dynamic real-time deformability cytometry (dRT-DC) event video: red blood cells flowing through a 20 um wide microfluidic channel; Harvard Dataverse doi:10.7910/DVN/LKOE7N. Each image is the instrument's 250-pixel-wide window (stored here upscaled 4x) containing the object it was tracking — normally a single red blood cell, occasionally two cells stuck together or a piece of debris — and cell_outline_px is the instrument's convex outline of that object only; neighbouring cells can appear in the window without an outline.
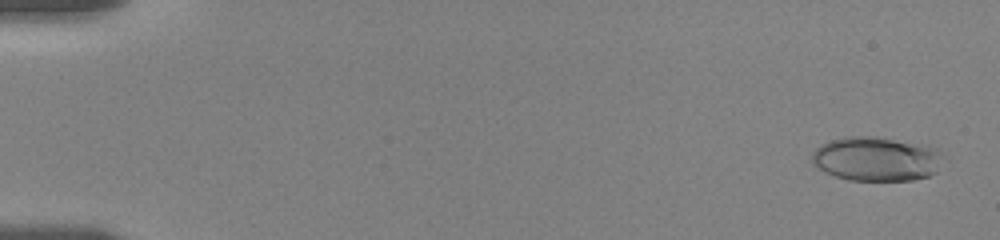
{"species": "human", "species_latin": "Homo sapiens", "temperature_condition": "room temperature", "stored_images_in_passage": 29, "camera_frame_rate_fps": 3000, "um_per_image_px": 0.085, "donor": {"sex": "female"}, "frame": {"image": 1, "passage_image": 2, "time_ms": 0.333, "image_size_px": [1000, 240], "cell_outline_px": [[936, 172], [928, 176], [912, 180], [848, 180], [824, 172], [812, 164], [812, 152], [820, 144], [828, 140], [848, 136], [876, 136], [936, 148]], "centroid_in_image_um": [74.33, 13.5], "position_along_channel_um": 10.7, "area_um2": 33.18}}
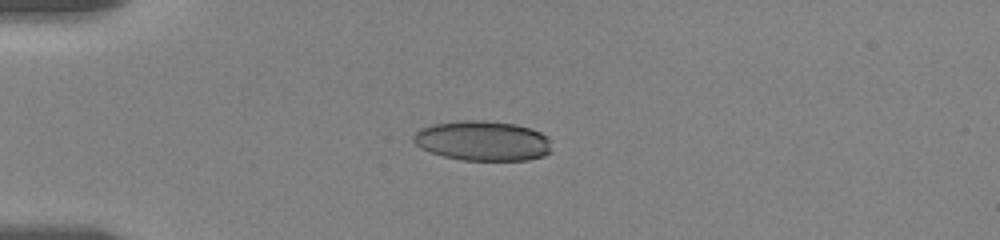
{"frame": {"image": 2, "passage_image": 22, "time_ms": 4.667, "image_size_px": [1000, 240], "cell_outline_px": [[552, 152], [544, 156], [528, 160], [464, 160], [444, 156], [420, 148], [412, 140], [412, 136], [420, 128], [436, 124], [464, 120], [480, 120], [516, 124], [540, 132], [548, 136]], "centroid_in_image_um": [41.05, 11.97], "position_along_channel_um": 44.0, "area_um2": 32.08}}